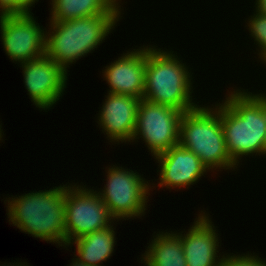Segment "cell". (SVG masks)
I'll use <instances>...</instances> for the list:
<instances>
[{
	"label": "cell",
	"mask_w": 266,
	"mask_h": 266,
	"mask_svg": "<svg viewBox=\"0 0 266 266\" xmlns=\"http://www.w3.org/2000/svg\"><path fill=\"white\" fill-rule=\"evenodd\" d=\"M86 186H66V246L73 240L111 226L115 220L97 191Z\"/></svg>",
	"instance_id": "cell-7"
},
{
	"label": "cell",
	"mask_w": 266,
	"mask_h": 266,
	"mask_svg": "<svg viewBox=\"0 0 266 266\" xmlns=\"http://www.w3.org/2000/svg\"><path fill=\"white\" fill-rule=\"evenodd\" d=\"M1 42L13 62H27L45 55L46 32L31 13L0 15Z\"/></svg>",
	"instance_id": "cell-9"
},
{
	"label": "cell",
	"mask_w": 266,
	"mask_h": 266,
	"mask_svg": "<svg viewBox=\"0 0 266 266\" xmlns=\"http://www.w3.org/2000/svg\"><path fill=\"white\" fill-rule=\"evenodd\" d=\"M133 50L123 53L118 60L106 66L102 73L110 88L108 93L142 99L145 90L146 46Z\"/></svg>",
	"instance_id": "cell-12"
},
{
	"label": "cell",
	"mask_w": 266,
	"mask_h": 266,
	"mask_svg": "<svg viewBox=\"0 0 266 266\" xmlns=\"http://www.w3.org/2000/svg\"><path fill=\"white\" fill-rule=\"evenodd\" d=\"M158 160L160 173V187L184 188L196 183L204 176L208 168L201 159L193 152L182 147L180 144L172 146L169 150L155 158Z\"/></svg>",
	"instance_id": "cell-13"
},
{
	"label": "cell",
	"mask_w": 266,
	"mask_h": 266,
	"mask_svg": "<svg viewBox=\"0 0 266 266\" xmlns=\"http://www.w3.org/2000/svg\"><path fill=\"white\" fill-rule=\"evenodd\" d=\"M256 12L266 16V0H256Z\"/></svg>",
	"instance_id": "cell-22"
},
{
	"label": "cell",
	"mask_w": 266,
	"mask_h": 266,
	"mask_svg": "<svg viewBox=\"0 0 266 266\" xmlns=\"http://www.w3.org/2000/svg\"><path fill=\"white\" fill-rule=\"evenodd\" d=\"M20 65L33 104L41 110L50 109L66 88L67 71L46 55Z\"/></svg>",
	"instance_id": "cell-10"
},
{
	"label": "cell",
	"mask_w": 266,
	"mask_h": 266,
	"mask_svg": "<svg viewBox=\"0 0 266 266\" xmlns=\"http://www.w3.org/2000/svg\"><path fill=\"white\" fill-rule=\"evenodd\" d=\"M18 14V0H0V15Z\"/></svg>",
	"instance_id": "cell-20"
},
{
	"label": "cell",
	"mask_w": 266,
	"mask_h": 266,
	"mask_svg": "<svg viewBox=\"0 0 266 266\" xmlns=\"http://www.w3.org/2000/svg\"><path fill=\"white\" fill-rule=\"evenodd\" d=\"M248 20L250 35L255 38L254 41L260 47L259 58L264 62L266 60V16L256 12Z\"/></svg>",
	"instance_id": "cell-18"
},
{
	"label": "cell",
	"mask_w": 266,
	"mask_h": 266,
	"mask_svg": "<svg viewBox=\"0 0 266 266\" xmlns=\"http://www.w3.org/2000/svg\"><path fill=\"white\" fill-rule=\"evenodd\" d=\"M184 112L180 121L179 144L195 153L208 168L235 169L230 158L221 122V104Z\"/></svg>",
	"instance_id": "cell-5"
},
{
	"label": "cell",
	"mask_w": 266,
	"mask_h": 266,
	"mask_svg": "<svg viewBox=\"0 0 266 266\" xmlns=\"http://www.w3.org/2000/svg\"><path fill=\"white\" fill-rule=\"evenodd\" d=\"M183 113L142 98L137 108L132 142L143 138L154 157L166 152L172 146L179 144L180 121Z\"/></svg>",
	"instance_id": "cell-8"
},
{
	"label": "cell",
	"mask_w": 266,
	"mask_h": 266,
	"mask_svg": "<svg viewBox=\"0 0 266 266\" xmlns=\"http://www.w3.org/2000/svg\"><path fill=\"white\" fill-rule=\"evenodd\" d=\"M230 93L221 103V122L228 154L238 166L244 155L265 154L266 94Z\"/></svg>",
	"instance_id": "cell-1"
},
{
	"label": "cell",
	"mask_w": 266,
	"mask_h": 266,
	"mask_svg": "<svg viewBox=\"0 0 266 266\" xmlns=\"http://www.w3.org/2000/svg\"><path fill=\"white\" fill-rule=\"evenodd\" d=\"M23 263H24V264H23ZM23 263L20 262V263H18L17 265H15L14 263H13V265H12L11 263H9V264H10L11 266H14V265H15V266H28V265H27V262H26V265H25V262H23ZM9 264L6 265V263H4V265L2 264V265H0V266H10Z\"/></svg>",
	"instance_id": "cell-24"
},
{
	"label": "cell",
	"mask_w": 266,
	"mask_h": 266,
	"mask_svg": "<svg viewBox=\"0 0 266 266\" xmlns=\"http://www.w3.org/2000/svg\"><path fill=\"white\" fill-rule=\"evenodd\" d=\"M121 14H101L65 21H50L46 31L45 55L67 67L85 57L105 40Z\"/></svg>",
	"instance_id": "cell-3"
},
{
	"label": "cell",
	"mask_w": 266,
	"mask_h": 266,
	"mask_svg": "<svg viewBox=\"0 0 266 266\" xmlns=\"http://www.w3.org/2000/svg\"><path fill=\"white\" fill-rule=\"evenodd\" d=\"M156 237V238H154ZM142 255L147 266H187L181 233L159 232Z\"/></svg>",
	"instance_id": "cell-16"
},
{
	"label": "cell",
	"mask_w": 266,
	"mask_h": 266,
	"mask_svg": "<svg viewBox=\"0 0 266 266\" xmlns=\"http://www.w3.org/2000/svg\"><path fill=\"white\" fill-rule=\"evenodd\" d=\"M66 185L5 200L9 222L20 231L66 247Z\"/></svg>",
	"instance_id": "cell-2"
},
{
	"label": "cell",
	"mask_w": 266,
	"mask_h": 266,
	"mask_svg": "<svg viewBox=\"0 0 266 266\" xmlns=\"http://www.w3.org/2000/svg\"><path fill=\"white\" fill-rule=\"evenodd\" d=\"M38 0H18V14L31 13L30 7Z\"/></svg>",
	"instance_id": "cell-21"
},
{
	"label": "cell",
	"mask_w": 266,
	"mask_h": 266,
	"mask_svg": "<svg viewBox=\"0 0 266 266\" xmlns=\"http://www.w3.org/2000/svg\"><path fill=\"white\" fill-rule=\"evenodd\" d=\"M1 128H2V127H1V125H0V140H1L2 136H3V135H2V131H3V130H1Z\"/></svg>",
	"instance_id": "cell-25"
},
{
	"label": "cell",
	"mask_w": 266,
	"mask_h": 266,
	"mask_svg": "<svg viewBox=\"0 0 266 266\" xmlns=\"http://www.w3.org/2000/svg\"><path fill=\"white\" fill-rule=\"evenodd\" d=\"M107 172L104 190L97 192L116 220L144 215L149 194L148 181L137 172L113 165ZM141 215V216H140Z\"/></svg>",
	"instance_id": "cell-6"
},
{
	"label": "cell",
	"mask_w": 266,
	"mask_h": 266,
	"mask_svg": "<svg viewBox=\"0 0 266 266\" xmlns=\"http://www.w3.org/2000/svg\"><path fill=\"white\" fill-rule=\"evenodd\" d=\"M257 256H251L249 253L247 255H223V260L220 266H266V261Z\"/></svg>",
	"instance_id": "cell-19"
},
{
	"label": "cell",
	"mask_w": 266,
	"mask_h": 266,
	"mask_svg": "<svg viewBox=\"0 0 266 266\" xmlns=\"http://www.w3.org/2000/svg\"><path fill=\"white\" fill-rule=\"evenodd\" d=\"M173 51L146 46L145 90L143 99L182 112L197 108L193 103L191 72ZM181 62V63H180ZM191 78V79H190Z\"/></svg>",
	"instance_id": "cell-4"
},
{
	"label": "cell",
	"mask_w": 266,
	"mask_h": 266,
	"mask_svg": "<svg viewBox=\"0 0 266 266\" xmlns=\"http://www.w3.org/2000/svg\"><path fill=\"white\" fill-rule=\"evenodd\" d=\"M140 98L108 93L99 111L98 124L112 142H131L136 128Z\"/></svg>",
	"instance_id": "cell-11"
},
{
	"label": "cell",
	"mask_w": 266,
	"mask_h": 266,
	"mask_svg": "<svg viewBox=\"0 0 266 266\" xmlns=\"http://www.w3.org/2000/svg\"><path fill=\"white\" fill-rule=\"evenodd\" d=\"M194 225L185 234L181 233V242L187 266H220L223 260L218 257V233L209 220V216L200 213Z\"/></svg>",
	"instance_id": "cell-14"
},
{
	"label": "cell",
	"mask_w": 266,
	"mask_h": 266,
	"mask_svg": "<svg viewBox=\"0 0 266 266\" xmlns=\"http://www.w3.org/2000/svg\"><path fill=\"white\" fill-rule=\"evenodd\" d=\"M113 225L106 229L97 230L83 235L67 246L76 244L77 257L81 262L89 266H102V261H107L112 256L115 246V231Z\"/></svg>",
	"instance_id": "cell-15"
},
{
	"label": "cell",
	"mask_w": 266,
	"mask_h": 266,
	"mask_svg": "<svg viewBox=\"0 0 266 266\" xmlns=\"http://www.w3.org/2000/svg\"><path fill=\"white\" fill-rule=\"evenodd\" d=\"M50 21H65L101 14H121L119 0H51Z\"/></svg>",
	"instance_id": "cell-17"
},
{
	"label": "cell",
	"mask_w": 266,
	"mask_h": 266,
	"mask_svg": "<svg viewBox=\"0 0 266 266\" xmlns=\"http://www.w3.org/2000/svg\"><path fill=\"white\" fill-rule=\"evenodd\" d=\"M70 266H89L81 262L78 258H73Z\"/></svg>",
	"instance_id": "cell-23"
}]
</instances>
